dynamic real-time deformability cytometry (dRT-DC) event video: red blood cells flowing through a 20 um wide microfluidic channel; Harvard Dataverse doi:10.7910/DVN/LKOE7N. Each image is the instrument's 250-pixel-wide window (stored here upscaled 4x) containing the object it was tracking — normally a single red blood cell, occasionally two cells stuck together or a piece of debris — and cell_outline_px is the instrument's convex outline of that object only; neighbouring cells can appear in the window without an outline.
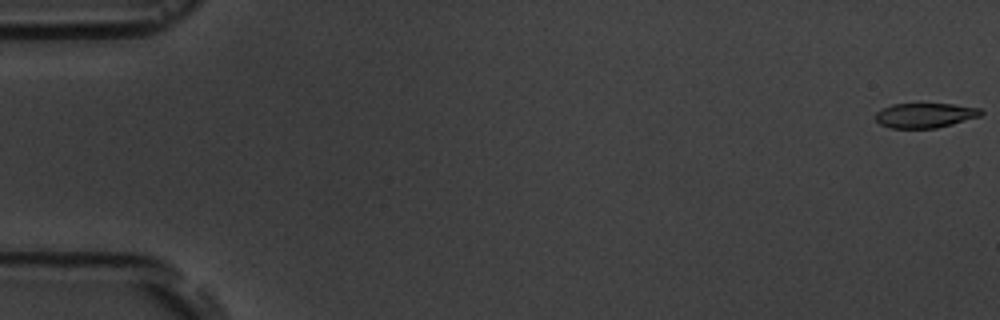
{"species": "common noctule bat (a hibernating species)", "species_latin": "Nyctalus noctula", "temperature_condition": "room temperature", "stored_images_in_passage": 6, "camera_frame_rate_fps": 3000, "um_per_image_px": 0.085, "animal": {"sex": "male", "body_mass_g": 19.5, "forearm_length_mm": 54.6}, "frame": {"image": 1, "passage_image": 1, "time_ms": 0.0, "image_size_px": [1000, 320], "cell_outline_px": [[984, 112], [980, 116], [952, 124], [936, 128], [892, 128], [880, 124], [876, 120], [876, 112], [892, 104], [916, 100], [952, 104], [980, 108]], "centroid_in_image_um": [78.62, 9.74], "position_along_channel_um": 6.4, "area_um2": 15.95}}
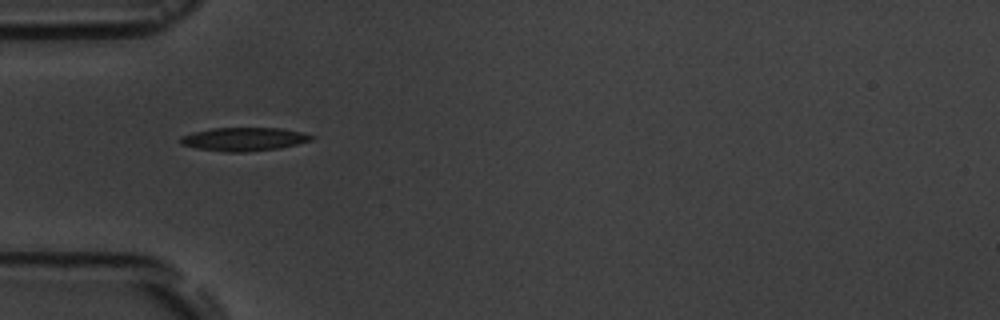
{"frame": {"image": 2, "passage_image": 5, "time_ms": 5.667, "image_size_px": [1000, 320], "cell_outline_px": [[316, 136], [312, 140], [280, 148], [244, 152], [224, 152], [196, 148], [180, 144], [180, 136], [192, 132], [212, 128], [284, 128]], "centroid_in_image_um": [20.71, 11.82], "position_along_channel_um": 64.3, "area_um2": 17.98}}
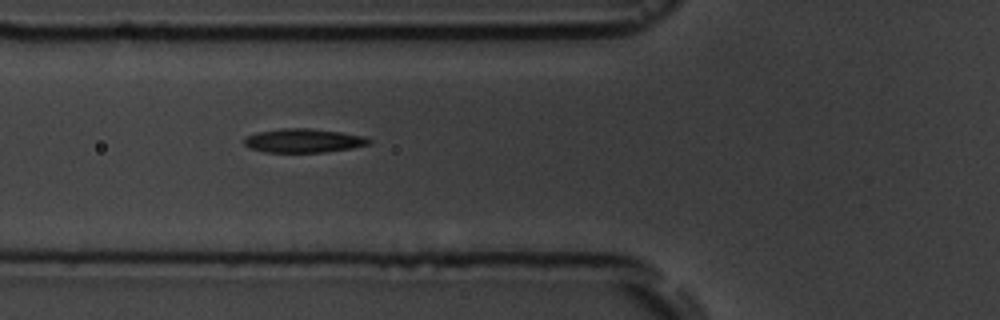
{"frame": {"image": 3, "passage_image": 6, "time_ms": 6.667, "image_size_px": [1000, 320], "cell_outline_px": [[372, 144], [352, 148], [324, 152], [264, 152], [248, 148], [244, 144], [244, 140], [248, 136], [256, 132], [280, 128], [308, 128], [340, 132], [364, 136], [372, 140]], "centroid_in_image_um": [25.8, 11.95], "position_along_channel_um": 100.0, "area_um2": 17.46}}